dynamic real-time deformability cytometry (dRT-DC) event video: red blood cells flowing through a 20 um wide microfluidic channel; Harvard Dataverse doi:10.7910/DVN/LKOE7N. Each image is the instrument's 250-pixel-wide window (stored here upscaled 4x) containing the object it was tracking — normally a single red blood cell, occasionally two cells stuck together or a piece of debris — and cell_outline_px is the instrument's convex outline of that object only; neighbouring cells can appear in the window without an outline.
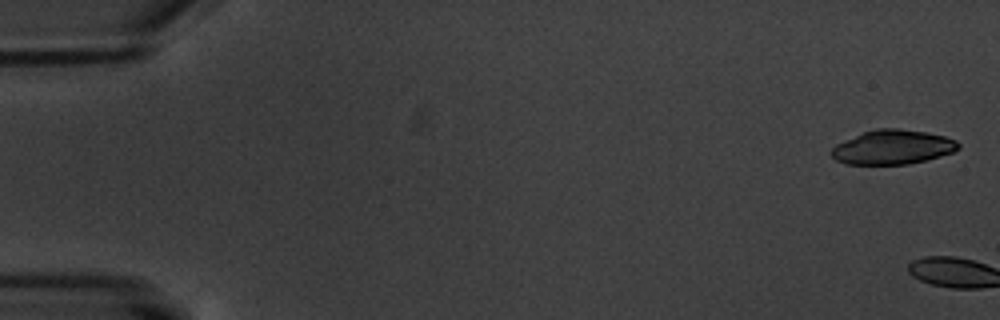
{"species": "common noctule bat (a hibernating species)", "species_latin": "Nyctalus noctula", "temperature_condition": "warm", "stored_images_in_passage": 2, "camera_frame_rate_fps": 3000, "um_per_image_px": 0.085, "animal": {"sex": "male", "body_mass_g": 20.1, "forearm_length_mm": 53.5}, "frame": {"image": 1, "passage_image": 1, "time_ms": 0.0, "image_size_px": [1000, 320], "cell_outline_px": [[960, 148], [952, 152], [928, 160], [908, 164], [848, 164], [836, 160], [828, 152], [836, 144], [864, 132], [876, 128], [900, 128], [924, 132], [944, 136], [956, 140], [960, 144]], "centroid_in_image_um": [75.88, 12.51], "position_along_channel_um": 9.1, "area_um2": 25.37}}